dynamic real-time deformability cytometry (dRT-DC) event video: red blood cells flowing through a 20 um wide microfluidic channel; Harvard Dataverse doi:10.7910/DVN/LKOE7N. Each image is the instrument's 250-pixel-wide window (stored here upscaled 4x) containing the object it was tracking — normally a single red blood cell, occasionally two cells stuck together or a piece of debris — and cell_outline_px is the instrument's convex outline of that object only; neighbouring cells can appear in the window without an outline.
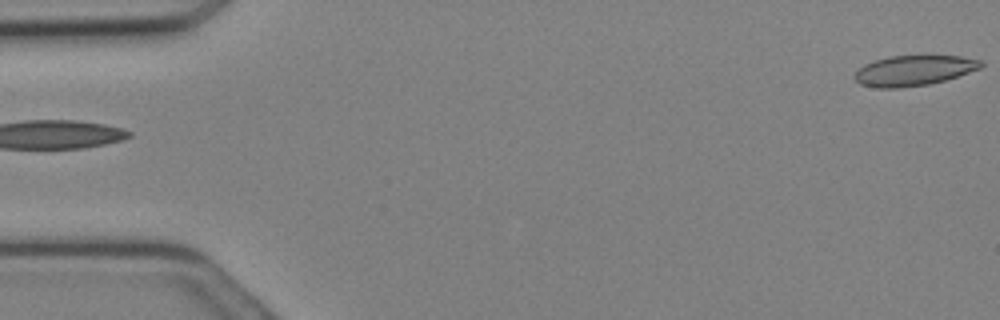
{"species": "Egyptian fruit bat (a non-hibernating species)", "species_latin": "Rousettus aegyptiacus", "temperature_condition": "cold", "stored_images_in_passage": 13, "camera_frame_rate_fps": 3000, "um_per_image_px": 0.085, "animal": {"sex": "female"}, "frame": {"image": 1, "passage_image": 1, "time_ms": 0.0, "image_size_px": [1000, 320], "cell_outline_px": [[984, 64], [980, 68], [944, 80], [928, 84], [900, 88], [876, 88], [860, 84], [852, 76], [864, 64], [888, 56], [960, 56], [980, 60]], "centroid_in_image_um": [77.63, 6.0], "position_along_channel_um": 7.4, "area_um2": 22.08}}
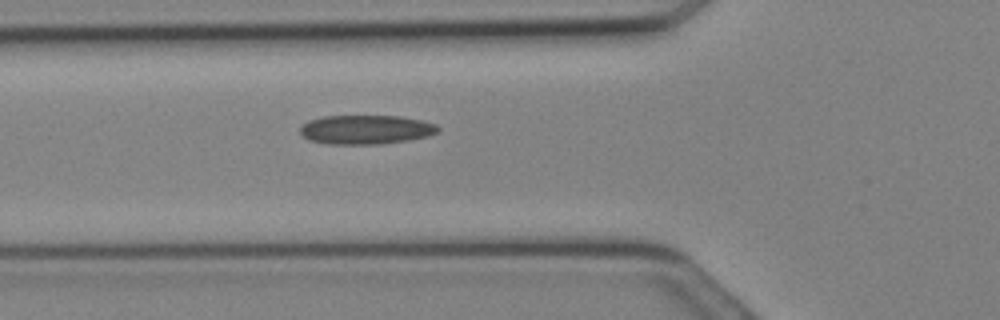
{"frame": {"image": 2, "passage_image": 11, "time_ms": 3.333, "image_size_px": [1000, 320], "cell_outline_px": [[440, 128], [436, 132], [428, 136], [408, 140], [380, 144], [328, 144], [308, 140], [300, 132], [300, 128], [308, 120], [324, 116], [400, 116], [420, 120], [436, 124]], "centroid_in_image_um": [31.09, 11.02], "position_along_channel_um": 94.7, "area_um2": 23.35}}
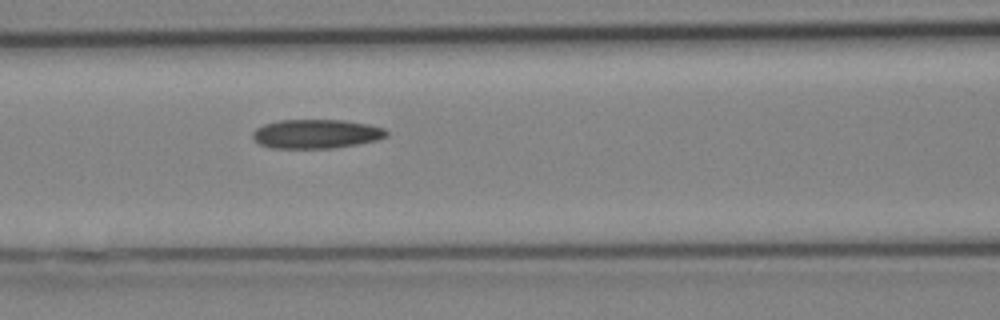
{"frame": {"image": 3, "passage_image": 13, "time_ms": 4.0, "image_size_px": [1000, 320], "cell_outline_px": [[388, 136], [380, 140], [332, 148], [272, 148], [260, 144], [252, 136], [252, 132], [256, 128], [264, 124], [280, 120], [344, 120], [368, 124], [384, 128], [388, 132]], "centroid_in_image_um": [26.9, 11.38], "position_along_channel_um": 139.7, "area_um2": 22.72}}